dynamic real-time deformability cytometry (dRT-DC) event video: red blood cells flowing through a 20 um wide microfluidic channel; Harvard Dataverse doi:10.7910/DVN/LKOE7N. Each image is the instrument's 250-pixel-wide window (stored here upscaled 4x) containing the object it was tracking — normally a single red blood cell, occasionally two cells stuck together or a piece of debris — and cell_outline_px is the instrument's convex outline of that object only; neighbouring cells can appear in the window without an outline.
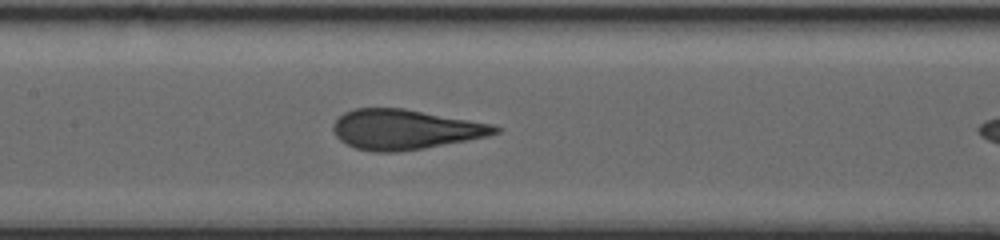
{"species": "human", "species_latin": "Homo sapiens", "temperature_condition": "warm", "stored_images_in_passage": 78, "camera_frame_rate_fps": 3000, "um_per_image_px": 0.085, "donor": {"sex": "female"}, "frame": {"image": 1, "passage_image": 44, "time_ms": 14.333, "image_size_px": [1000, 240], "cell_outline_px": [[504, 128], [500, 132], [488, 136], [468, 140], [424, 148], [400, 152], [376, 152], [356, 148], [344, 144], [336, 136], [332, 128], [332, 124], [344, 112], [356, 108], [404, 108], [492, 124]], "centroid_in_image_um": [34.43, 11.0], "position_along_channel_um": 173.0, "area_um2": 37.8}}
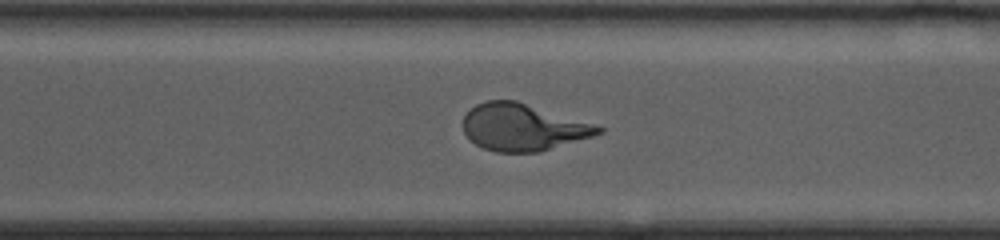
{"frame": {"image": 2, "passage_image": 63, "time_ms": 20.667, "image_size_px": [1000, 240], "cell_outline_px": [[604, 132], [592, 136], [536, 152], [496, 152], [484, 148], [468, 140], [464, 132], [464, 116], [476, 104], [488, 100], [516, 100], [592, 124], [604, 128]], "centroid_in_image_um": [44.39, 10.81], "position_along_channel_um": 326.2, "area_um2": 36.36}}
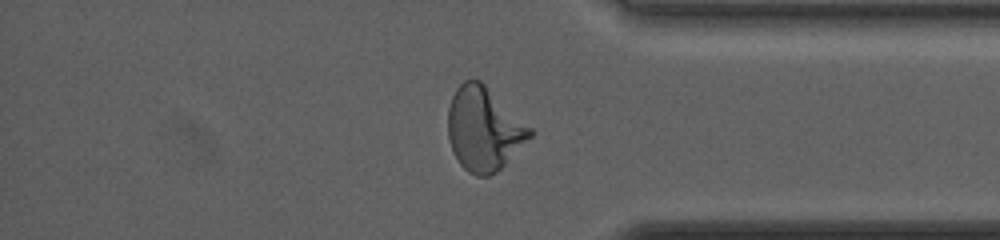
{"frame": {"image": 3, "passage_image": 72, "time_ms": 23.667, "image_size_px": [1000, 240], "cell_outline_px": [[532, 136], [496, 172], [488, 176], [476, 176], [468, 172], [460, 164], [452, 152], [448, 136], [448, 108], [452, 96], [456, 88], [464, 80], [480, 80], [532, 128]], "centroid_in_image_um": [41.1, 10.96], "position_along_channel_um": 394.1, "area_um2": 39.65}}